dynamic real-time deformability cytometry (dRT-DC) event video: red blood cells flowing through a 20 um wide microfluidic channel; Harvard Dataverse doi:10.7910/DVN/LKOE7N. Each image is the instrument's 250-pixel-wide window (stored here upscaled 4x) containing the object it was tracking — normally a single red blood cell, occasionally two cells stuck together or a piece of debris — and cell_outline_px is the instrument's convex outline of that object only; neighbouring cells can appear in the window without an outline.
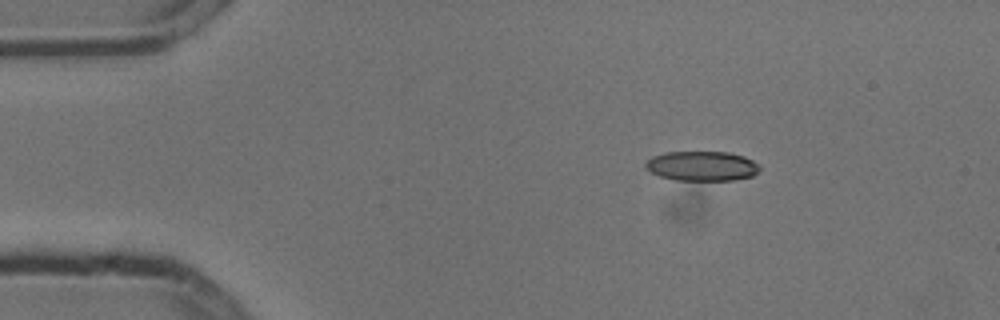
{"species": "common noctule bat (a hibernating species)", "species_latin": "Nyctalus noctula", "temperature_condition": "cold", "stored_images_in_passage": 4, "camera_frame_rate_fps": 3000, "um_per_image_px": 0.085, "animal": {"sex": "male", "body_mass_g": 13.3}, "frame": {"image": 1, "passage_image": 2, "time_ms": 0.333, "image_size_px": [1000, 320], "cell_outline_px": [[760, 168], [752, 176], [732, 180], [676, 180], [660, 176], [652, 172], [644, 164], [652, 156], [664, 152], [728, 152], [744, 156], [752, 160]], "centroid_in_image_um": [59.65, 14.1], "position_along_channel_um": 25.3, "area_um2": 19.54}}